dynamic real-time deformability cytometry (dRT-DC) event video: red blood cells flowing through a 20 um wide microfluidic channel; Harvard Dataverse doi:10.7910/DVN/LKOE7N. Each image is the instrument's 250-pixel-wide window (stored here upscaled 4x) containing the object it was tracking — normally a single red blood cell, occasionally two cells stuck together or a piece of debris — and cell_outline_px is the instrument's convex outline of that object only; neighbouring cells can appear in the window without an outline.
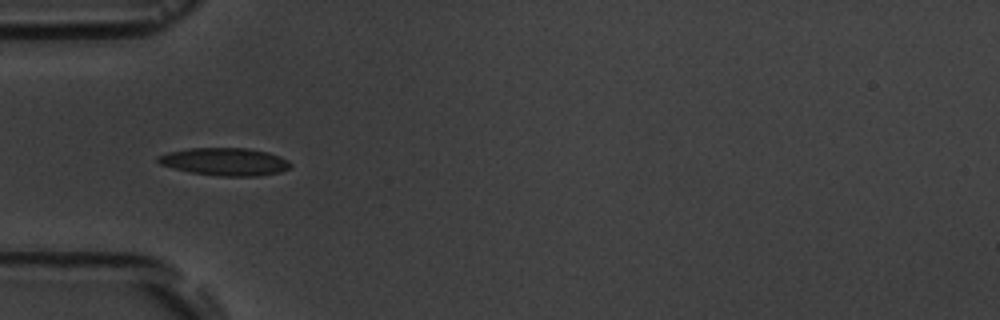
{"species": "common noctule bat (a hibernating species)", "species_latin": "Nyctalus noctula", "temperature_condition": "room temperature", "stored_images_in_passage": 11, "camera_frame_rate_fps": 3000, "um_per_image_px": 0.085, "animal": {"sex": "male", "body_mass_g": 19.5, "forearm_length_mm": 54.6}, "frame": {"image": 1, "passage_image": 1, "time_ms": 0.0, "image_size_px": [1000, 320], "cell_outline_px": [[292, 164], [288, 168], [280, 172], [256, 176], [220, 176], [192, 172], [172, 168], [160, 164], [156, 160], [156, 156], [168, 152], [188, 148], [248, 148], [268, 152], [280, 156], [288, 160]], "centroid_in_image_um": [19.1, 13.73], "position_along_channel_um": 65.9, "area_um2": 21.39}}
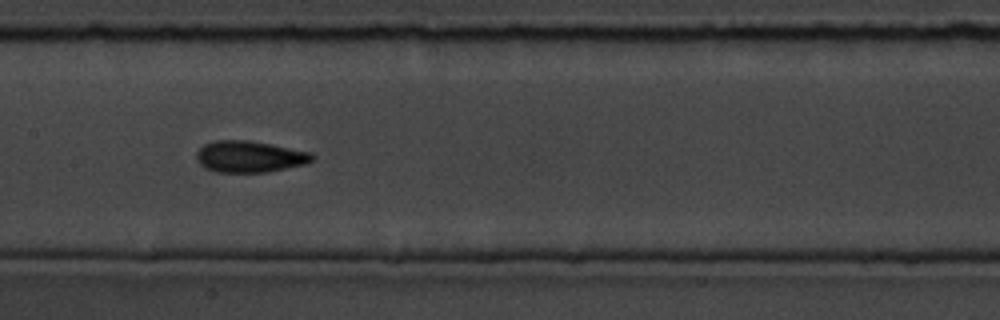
{"frame": {"image": 2, "passage_image": 4, "time_ms": 3.333, "image_size_px": [1000, 320], "cell_outline_px": [[316, 156], [312, 160], [304, 164], [268, 172], [216, 172], [204, 168], [196, 160], [196, 152], [204, 144], [216, 140], [248, 140], [312, 152]], "centroid_in_image_um": [21.19, 13.31], "position_along_channel_um": 186.2, "area_um2": 21.27}}
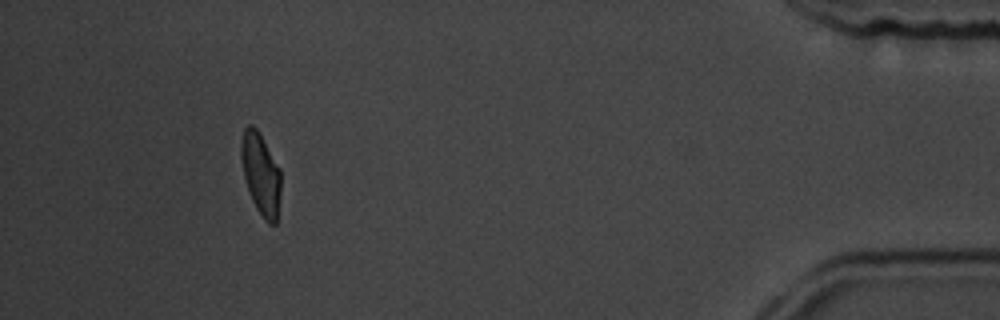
{"frame": {"image": 3, "passage_image": 10, "time_ms": 11.333, "image_size_px": [1000, 320], "cell_outline_px": [[280, 192], [276, 224], [268, 224], [264, 220], [256, 208], [252, 200], [244, 176], [240, 156], [240, 144], [244, 128], [248, 124], [252, 124], [260, 132], [280, 168]], "centroid_in_image_um": [22.16, 14.75], "position_along_channel_um": 413.0, "area_um2": 19.07}, "authors_computed_cell_mechanics": {"area_um2": 20.1722, "velocity_mm_per_s": 3.6306, "shape_relaxation_time_tau1_ms": 7.2298, "shape_relaxation_time_tau2_ms": 0.8212, "deformation_change_tau1": 0.168, "deformation_change_tau2": 0.0449}}